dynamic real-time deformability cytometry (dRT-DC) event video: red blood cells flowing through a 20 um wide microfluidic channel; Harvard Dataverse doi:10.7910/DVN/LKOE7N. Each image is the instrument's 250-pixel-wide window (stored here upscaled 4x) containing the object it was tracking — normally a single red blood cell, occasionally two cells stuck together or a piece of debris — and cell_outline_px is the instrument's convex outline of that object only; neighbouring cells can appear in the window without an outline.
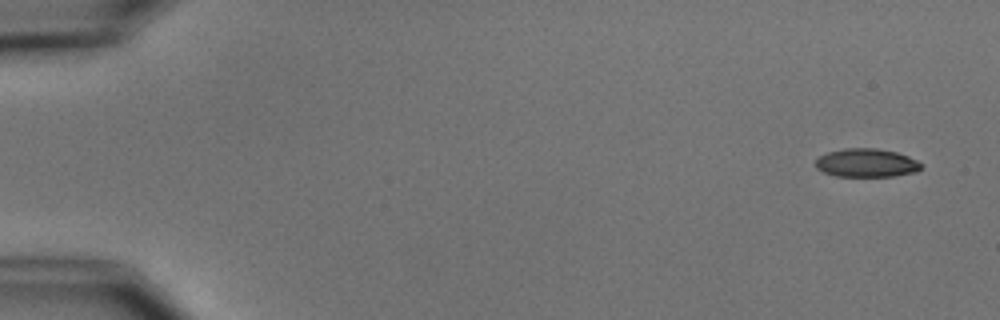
{"species": "common noctule bat (a hibernating species)", "species_latin": "Nyctalus noctula", "temperature_condition": "cold", "stored_images_in_passage": 4, "camera_frame_rate_fps": 3000, "um_per_image_px": 0.085, "animal": {"sex": "male", "body_mass_g": 15.6}, "frame": {"image": 1, "passage_image": 1, "time_ms": 0.0, "image_size_px": [1000, 320], "cell_outline_px": [[924, 164], [916, 172], [892, 176], [836, 176], [824, 172], [816, 168], [816, 160], [820, 156], [828, 152], [844, 148], [876, 148], [896, 152], [908, 156]], "centroid_in_image_um": [73.66, 13.84], "position_along_channel_um": 11.3, "area_um2": 17.46}}
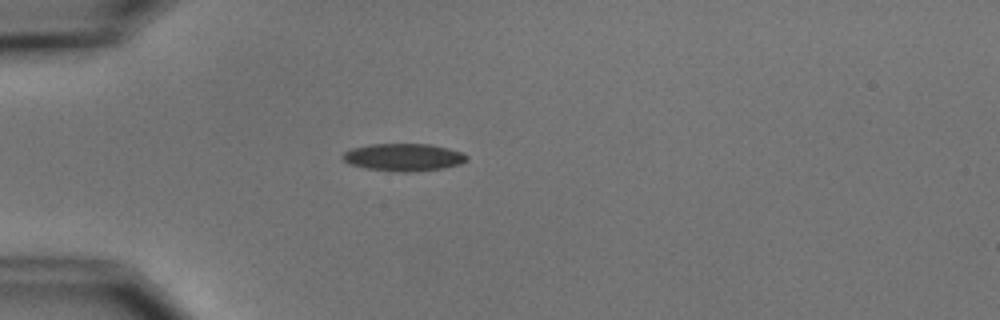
{"frame": {"image": 2, "passage_image": 4, "time_ms": 4.333, "image_size_px": [1000, 320], "cell_outline_px": [[468, 160], [460, 164], [444, 168], [408, 172], [404, 172], [364, 168], [348, 164], [340, 156], [344, 152], [352, 148], [372, 144], [432, 144], [464, 152], [468, 156]], "centroid_in_image_um": [34.32, 13.36], "position_along_channel_um": 50.7, "area_um2": 20.0}}